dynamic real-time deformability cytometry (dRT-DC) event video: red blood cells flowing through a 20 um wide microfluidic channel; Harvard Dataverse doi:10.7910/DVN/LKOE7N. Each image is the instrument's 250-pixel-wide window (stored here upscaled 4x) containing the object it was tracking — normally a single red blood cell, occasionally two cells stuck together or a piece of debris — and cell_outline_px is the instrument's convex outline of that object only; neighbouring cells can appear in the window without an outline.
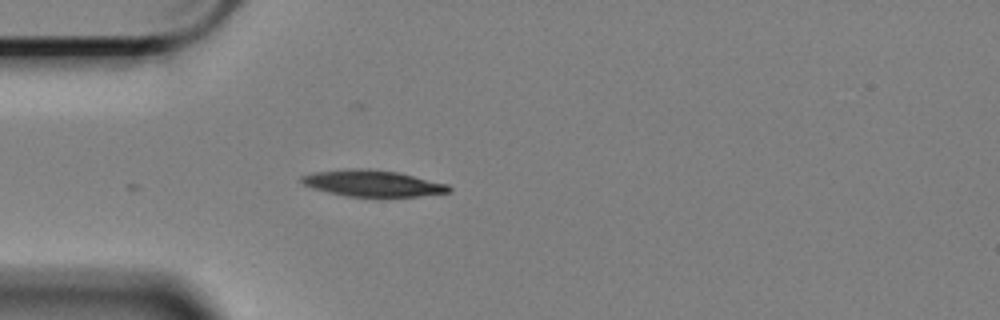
{"species": "Egyptian fruit bat (a non-hibernating species)", "species_latin": "Rousettus aegyptiacus", "temperature_condition": "cold", "stored_images_in_passage": 5, "camera_frame_rate_fps": 3000, "um_per_image_px": 0.085, "animal": {"sex": "female"}, "frame": {"image": 1, "passage_image": 1, "time_ms": 0.0, "image_size_px": [1000, 320], "cell_outline_px": [[452, 192], [420, 196], [348, 196], [328, 192], [312, 188], [304, 184], [300, 180], [300, 176], [312, 172], [344, 168], [368, 168], [396, 172], [448, 184], [452, 188]], "centroid_in_image_um": [31.65, 15.57], "position_along_channel_um": 53.4, "area_um2": 22.66}}
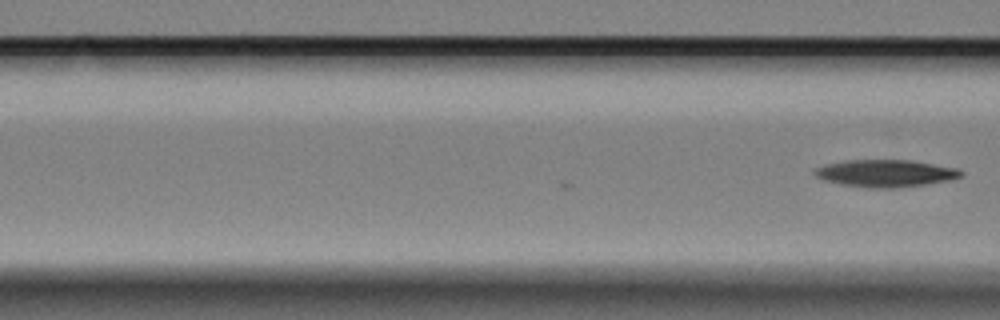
{"frame": {"image": 2, "passage_image": 5, "time_ms": 1.333, "image_size_px": [1000, 320], "cell_outline_px": [[964, 176], [948, 180], [928, 184], [892, 188], [868, 188], [840, 184], [824, 180], [816, 176], [812, 172], [816, 168], [828, 164], [844, 160], [912, 160], [960, 168], [964, 172]], "centroid_in_image_um": [75.32, 14.73], "position_along_channel_um": 91.3, "area_um2": 23.41}}